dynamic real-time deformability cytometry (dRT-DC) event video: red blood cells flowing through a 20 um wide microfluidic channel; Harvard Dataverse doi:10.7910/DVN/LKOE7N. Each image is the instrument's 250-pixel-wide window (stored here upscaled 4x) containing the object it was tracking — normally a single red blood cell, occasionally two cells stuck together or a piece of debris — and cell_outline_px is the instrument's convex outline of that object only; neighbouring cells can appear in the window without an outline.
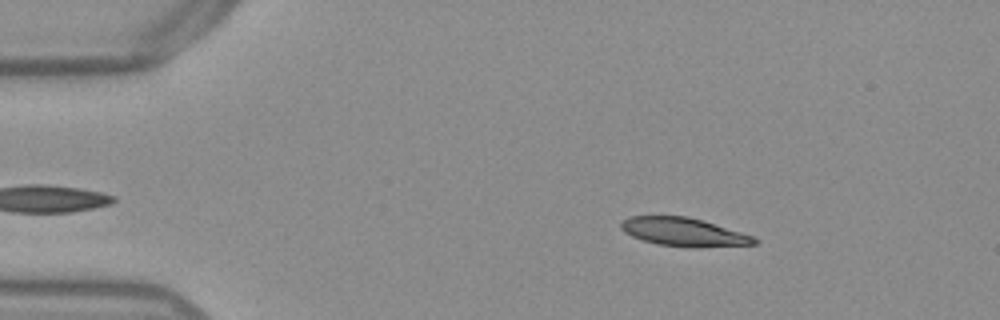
{"species": "Egyptian fruit bat (a non-hibernating species)", "species_latin": "Rousettus aegyptiacus", "temperature_condition": "warm", "stored_images_in_passage": 51, "camera_frame_rate_fps": 3000, "um_per_image_px": 0.085, "frame": {"image": 1, "passage_image": 7, "time_ms": 2.0, "image_size_px": [1000, 320], "cell_outline_px": [[760, 240], [756, 244], [700, 248], [692, 248], [656, 244], [632, 236], [624, 232], [620, 228], [620, 224], [628, 216], [688, 216], [704, 220], [752, 236]], "centroid_in_image_um": [58.13, 19.73], "position_along_channel_um": 26.9, "area_um2": 22.25}}
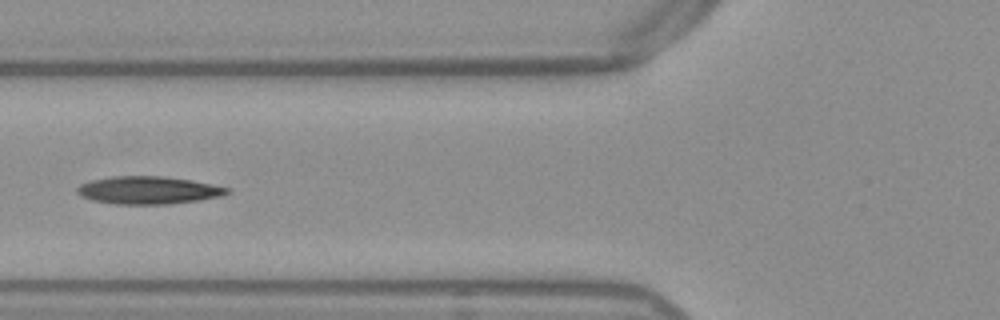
{"frame": {"image": 2, "passage_image": 19, "time_ms": 6.0, "image_size_px": [1000, 320], "cell_outline_px": [[228, 192], [224, 196], [200, 200], [168, 204], [116, 204], [92, 200], [76, 192], [76, 188], [80, 184], [88, 180], [112, 176], [164, 176], [212, 184], [228, 188]], "centroid_in_image_um": [12.58, 16.16], "position_along_channel_um": 113.2, "area_um2": 24.16}}
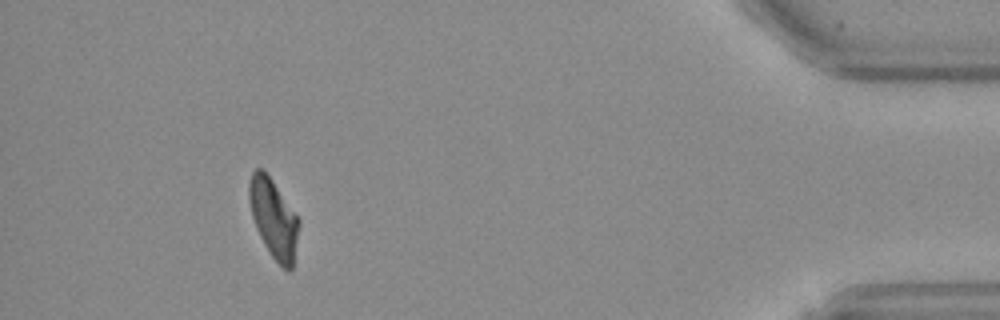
{"frame": {"image": 3, "passage_image": 47, "time_ms": 15.333, "image_size_px": [1000, 320], "cell_outline_px": [[300, 224], [292, 268], [288, 272], [272, 256], [264, 244], [256, 228], [252, 216], [248, 200], [248, 184], [252, 172], [256, 168], [264, 168], [300, 220]], "centroid_in_image_um": [23.24, 18.53], "position_along_channel_um": 412.0, "area_um2": 22.83}, "authors_computed_cell_mechanics": {"area_um2": 23.3512, "velocity_mm_per_s": 3.8486, "shape_relaxation_time_tau1_ms": null, "shape_relaxation_time_tau2_ms": 5.9121, "deformation_change_tau1": null, "deformation_change_tau2": 0.1236}}